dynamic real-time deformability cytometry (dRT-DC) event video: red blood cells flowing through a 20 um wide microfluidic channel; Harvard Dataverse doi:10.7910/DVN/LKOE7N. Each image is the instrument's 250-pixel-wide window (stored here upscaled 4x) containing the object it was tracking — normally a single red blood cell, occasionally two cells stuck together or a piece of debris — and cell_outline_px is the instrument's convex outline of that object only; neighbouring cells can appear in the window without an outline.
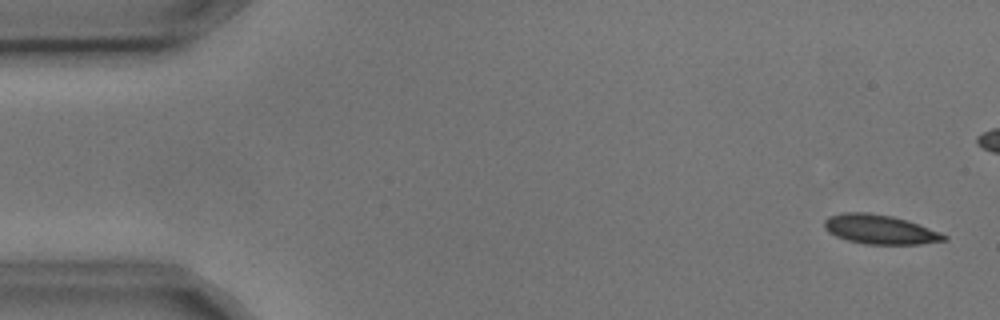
{"species": "common noctule bat (a hibernating species)", "species_latin": "Nyctalus noctula", "temperature_condition": "cold", "stored_images_in_passage": 16, "camera_frame_rate_fps": 3000, "um_per_image_px": 0.085, "animal": {"sex": "male", "body_mass_g": 17.9, "forearm_length_mm": 54.2}, "frame": {"image": 1, "passage_image": 1, "time_ms": 0.0, "image_size_px": [1000, 320], "cell_outline_px": [[948, 240], [920, 244], [864, 244], [848, 240], [836, 236], [828, 232], [824, 228], [824, 220], [828, 216], [844, 212], [868, 212], [892, 216], [908, 220], [940, 232], [948, 236]], "centroid_in_image_um": [74.79, 19.49], "position_along_channel_um": 10.2, "area_um2": 20.58}}
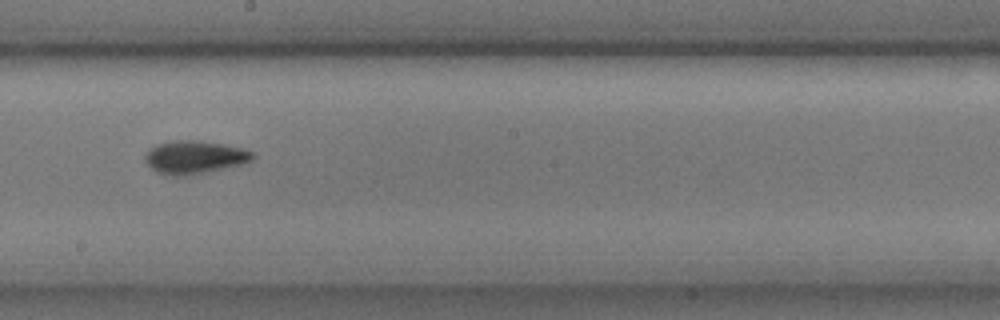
{"frame": {"image": 2, "passage_image": 10, "time_ms": 3.0, "image_size_px": [1000, 320], "cell_outline_px": [[256, 156], [252, 160], [244, 164], [204, 172], [180, 176], [172, 176], [156, 172], [144, 160], [144, 156], [156, 144], [176, 140], [196, 140], [220, 144], [240, 148], [252, 152]], "centroid_in_image_um": [16.53, 13.36], "position_along_channel_um": 231.7, "area_um2": 20.4}}
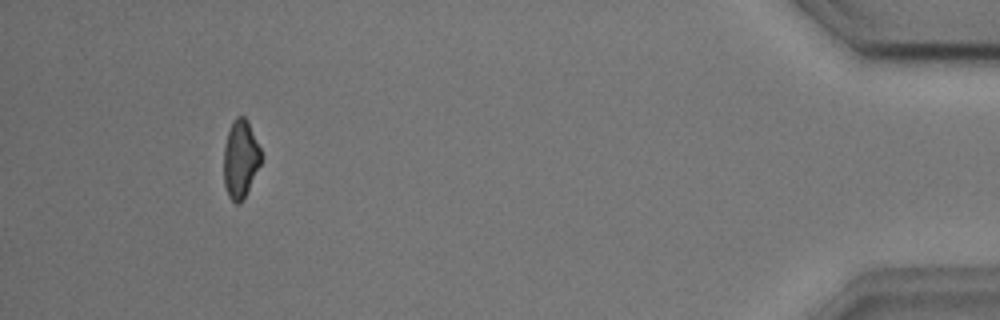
{"frame": {"image": 3, "passage_image": 15, "time_ms": 4.667, "image_size_px": [1000, 320], "cell_outline_px": [[264, 156], [240, 204], [236, 204], [228, 196], [224, 184], [224, 144], [232, 120], [236, 116], [244, 116], [248, 120]], "centroid_in_image_um": [20.44, 13.47], "position_along_channel_um": 414.8, "area_um2": 17.05}}